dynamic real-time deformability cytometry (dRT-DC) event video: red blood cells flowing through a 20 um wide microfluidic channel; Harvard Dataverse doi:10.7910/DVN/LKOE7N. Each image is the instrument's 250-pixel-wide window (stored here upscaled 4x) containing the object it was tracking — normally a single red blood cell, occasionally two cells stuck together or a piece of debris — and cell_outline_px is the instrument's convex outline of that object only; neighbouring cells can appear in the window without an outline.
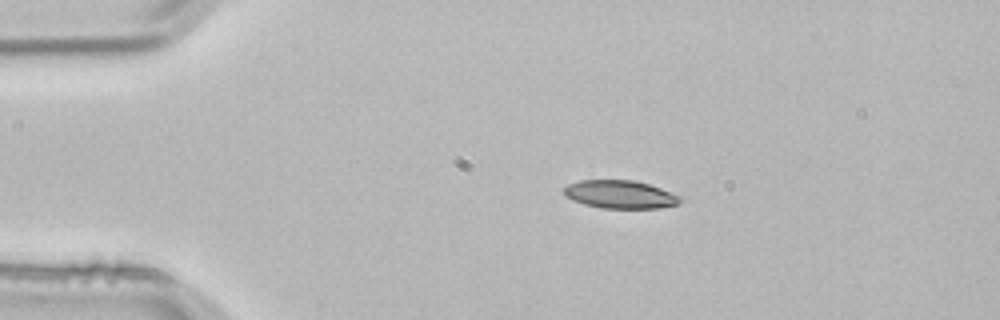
{"species": "common noctule bat (a hibernating species)", "species_latin": "Nyctalus noctula", "temperature_condition": "room temperature", "stored_images_in_passage": 3, "camera_frame_rate_fps": 3000, "um_per_image_px": 0.085, "animal": {"sex": "male", "body_mass_g": 21.5, "forearm_length_mm": 52.0}, "frame": {"image": 1, "passage_image": 1, "time_ms": 0.0, "image_size_px": [1000, 320], "cell_outline_px": [[684, 200], [676, 204], [660, 208], [600, 208], [584, 204], [572, 200], [564, 192], [564, 188], [568, 184], [580, 180], [632, 180], [648, 184], [660, 188], [680, 196]], "centroid_in_image_um": [52.72, 16.53], "position_along_channel_um": 32.3, "area_um2": 18.9}}
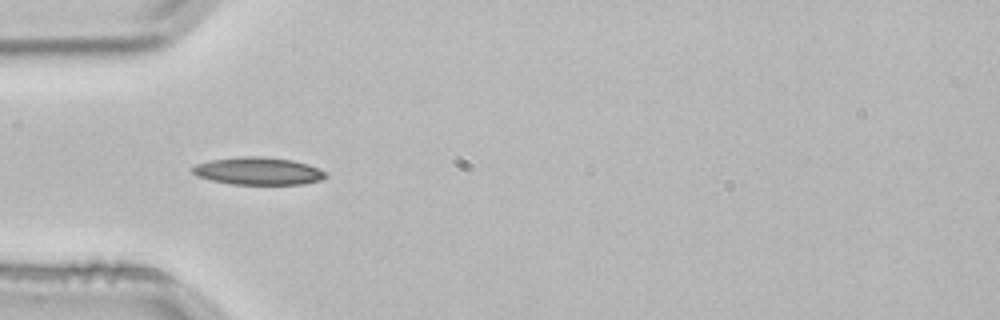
{"frame": {"image": 2, "passage_image": 2, "time_ms": 0.333, "image_size_px": [1000, 320], "cell_outline_px": [[328, 176], [320, 180], [300, 184], [232, 184], [212, 180], [196, 176], [192, 172], [192, 168], [196, 164], [212, 160], [244, 156], [260, 156], [292, 160], [308, 164], [324, 172]], "centroid_in_image_um": [21.93, 14.54], "position_along_channel_um": 63.1, "area_um2": 21.1}}